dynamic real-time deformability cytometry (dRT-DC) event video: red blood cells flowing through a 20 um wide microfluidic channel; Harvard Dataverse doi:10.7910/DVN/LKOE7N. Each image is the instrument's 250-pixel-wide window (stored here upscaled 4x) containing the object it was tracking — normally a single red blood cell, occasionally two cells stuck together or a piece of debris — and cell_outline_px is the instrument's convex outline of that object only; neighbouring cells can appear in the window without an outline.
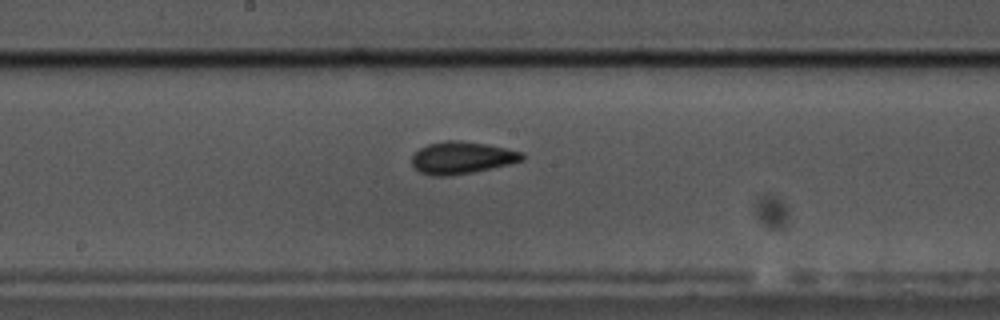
{"species": "common noctule bat (a hibernating species)", "species_latin": "Nyctalus noctula", "temperature_condition": "cold", "stored_images_in_passage": 52, "camera_frame_rate_fps": 3000, "um_per_image_px": 0.085, "animal": {"sex": "male", "body_mass_g": 17.5, "forearm_length_mm": 52.3}, "frame": {"image": 1, "passage_image": 23, "time_ms": 7.333, "image_size_px": [1000, 320], "cell_outline_px": [[524, 160], [512, 164], [472, 172], [448, 176], [432, 176], [420, 172], [412, 164], [412, 156], [420, 148], [428, 144], [448, 140], [460, 140], [484, 144], [524, 152]], "centroid_in_image_um": [39.27, 13.41], "position_along_channel_um": 208.9, "area_um2": 20.63}}
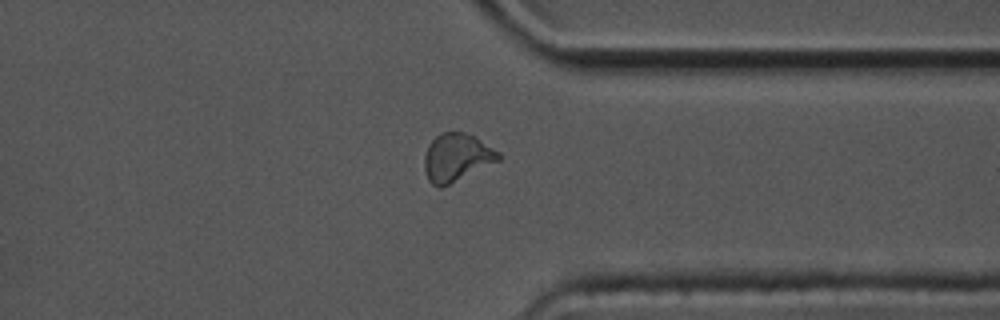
{"frame": {"image": 2, "passage_image": 38, "time_ms": 12.333, "image_size_px": [1000, 320], "cell_outline_px": [[500, 160], [440, 188], [432, 184], [428, 180], [424, 168], [424, 156], [428, 144], [440, 132], [464, 132], [472, 136], [500, 152]], "centroid_in_image_um": [38.78, 13.38], "position_along_channel_um": 372.6, "area_um2": 20.4}}
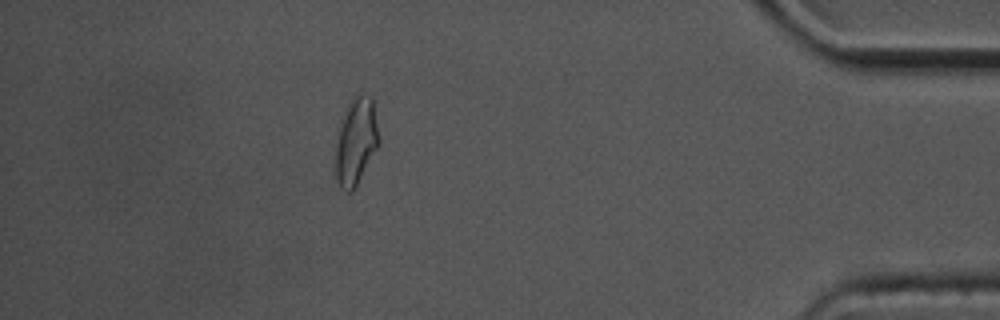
{"frame": {"image": 3, "passage_image": 45, "time_ms": 14.667, "image_size_px": [1000, 320], "cell_outline_px": [[380, 144], [352, 192], [348, 192], [340, 188], [332, 172], [336, 144], [340, 128], [348, 104], [352, 96], [360, 92], [364, 92], [372, 96], [380, 140]], "centroid_in_image_um": [30.24, 12.03], "position_along_channel_um": 405.0, "area_um2": 22.48}, "authors_computed_cell_mechanics": {"area_um2": 20.2589, "velocity_mm_per_s": 3.32, "shape_relaxation_time_tau1_ms": 6.4544, "shape_relaxation_time_tau2_ms": 1.8532, "deformation_change_tau1": 0.1141, "deformation_change_tau2": 0.066}}